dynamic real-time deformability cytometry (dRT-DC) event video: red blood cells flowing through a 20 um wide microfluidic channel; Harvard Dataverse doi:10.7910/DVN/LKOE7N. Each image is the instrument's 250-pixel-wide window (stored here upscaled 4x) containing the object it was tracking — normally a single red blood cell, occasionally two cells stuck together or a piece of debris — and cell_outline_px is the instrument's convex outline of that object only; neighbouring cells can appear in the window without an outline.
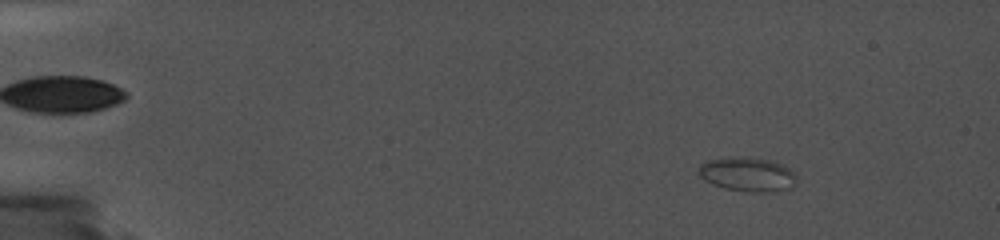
{"species": "common noctule bat (a hibernating species)", "species_latin": "Nyctalus noctula", "temperature_condition": "cold", "stored_images_in_passage": 59, "camera_frame_rate_fps": 5000, "um_per_image_px": 0.085, "animal": {"sex": "female", "body_mass_g": 19.0, "forearm_length_mm": 56.7}, "frame": {"image": 1, "passage_image": 6, "time_ms": 2.8, "image_size_px": [1000, 240], "cell_outline_px": [[796, 184], [788, 188], [764, 192], [744, 192], [724, 188], [712, 184], [704, 180], [700, 176], [696, 168], [704, 160], [736, 156], [744, 156], [768, 160], [784, 164], [796, 176]], "centroid_in_image_um": [63.47, 14.8], "position_along_channel_um": 21.5, "area_um2": 19.77}}
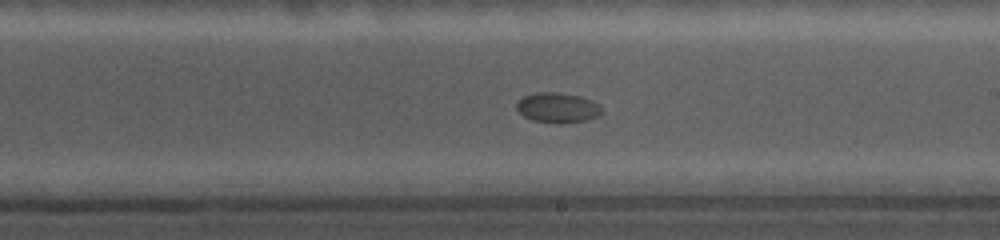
{"frame": {"image": 2, "passage_image": 43, "time_ms": 12.8, "image_size_px": [1000, 240], "cell_outline_px": [[604, 112], [588, 120], [560, 124], [532, 120], [524, 116], [516, 108], [516, 104], [524, 96], [536, 92], [556, 92], [580, 96], [592, 100], [600, 104]], "centroid_in_image_um": [47.43, 9.16], "position_along_channel_um": 241.6, "area_um2": 15.03}}
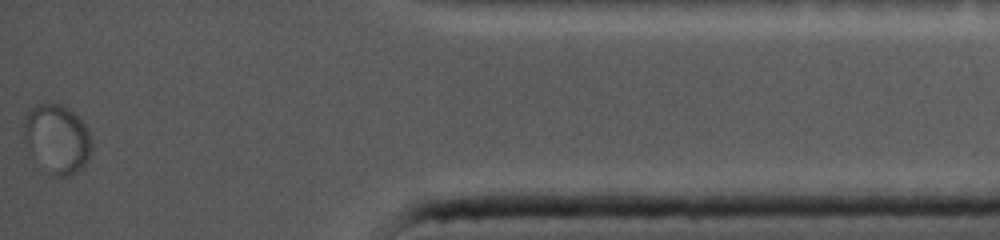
{"frame": {"image": 3, "passage_image": 59, "time_ms": 19.2, "image_size_px": [1000, 240], "cell_outline_px": [[92, 148], [88, 160], [72, 176], [48, 176], [24, 140], [24, 120], [28, 112], [36, 104], [64, 104], [88, 128], [92, 140]], "centroid_in_image_um": [4.87, 11.82], "position_along_channel_um": 430.3, "area_um2": 27.17}}